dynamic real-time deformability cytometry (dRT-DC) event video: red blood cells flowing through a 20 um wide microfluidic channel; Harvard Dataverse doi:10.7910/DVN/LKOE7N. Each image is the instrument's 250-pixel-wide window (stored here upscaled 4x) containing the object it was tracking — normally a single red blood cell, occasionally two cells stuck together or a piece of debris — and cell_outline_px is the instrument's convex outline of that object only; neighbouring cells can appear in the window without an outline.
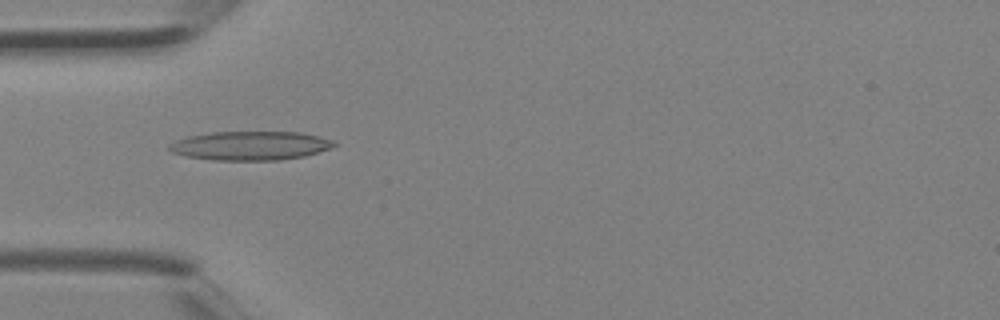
{"species": "Egyptian fruit bat (a non-hibernating species)", "species_latin": "Rousettus aegyptiacus", "temperature_condition": "room temperature", "stored_images_in_passage": 5, "camera_frame_rate_fps": 3000, "um_per_image_px": 0.085, "animal": {"sex": "female"}, "frame": {"image": 1, "passage_image": 4, "time_ms": 1.0, "image_size_px": [1000, 320], "cell_outline_px": [[336, 144], [332, 148], [304, 156], [280, 160], [212, 160], [184, 156], [172, 152], [168, 148], [168, 144], [176, 140], [188, 136], [212, 132], [300, 132], [332, 140]], "centroid_in_image_um": [21.24, 12.39], "position_along_channel_um": 63.8, "area_um2": 27.74}}
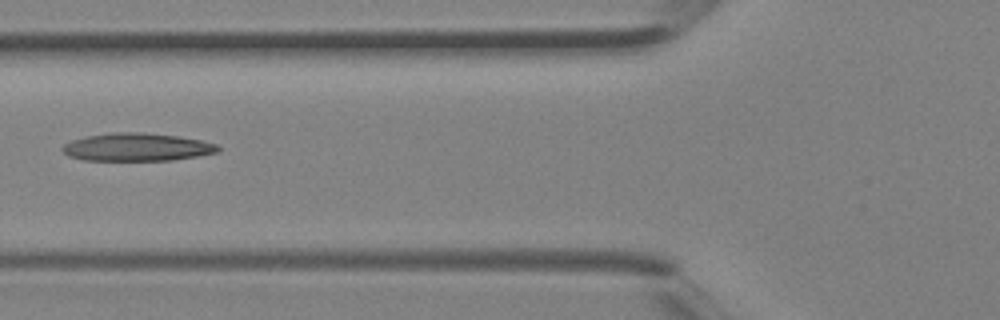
{"frame": {"image": 2, "passage_image": 5, "time_ms": 1.333, "image_size_px": [1000, 320], "cell_outline_px": [[220, 148], [216, 152], [196, 156], [172, 160], [84, 160], [68, 156], [60, 148], [64, 144], [72, 140], [84, 136], [112, 132], [144, 132], [176, 136], [200, 140], [216, 144]], "centroid_in_image_um": [11.58, 12.5], "position_along_channel_um": 114.2, "area_um2": 25.2}}